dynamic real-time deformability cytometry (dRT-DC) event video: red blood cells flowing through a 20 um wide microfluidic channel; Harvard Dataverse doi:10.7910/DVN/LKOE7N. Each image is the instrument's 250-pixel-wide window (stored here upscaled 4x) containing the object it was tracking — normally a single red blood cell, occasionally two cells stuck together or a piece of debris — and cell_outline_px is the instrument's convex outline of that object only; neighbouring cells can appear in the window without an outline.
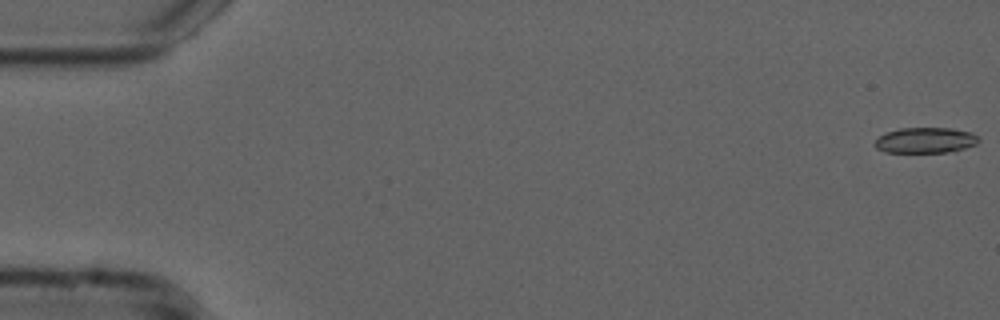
{"species": "common noctule bat (a hibernating species)", "species_latin": "Nyctalus noctula", "temperature_condition": "cold", "stored_images_in_passage": 54, "camera_frame_rate_fps": 3000, "um_per_image_px": 0.085, "animal": {"sex": "male", "forearm_length_mm": 52.5}, "frame": {"image": 1, "passage_image": 1, "time_ms": 0.0, "image_size_px": [1000, 320], "cell_outline_px": [[980, 140], [976, 144], [956, 152], [884, 152], [876, 148], [872, 144], [880, 136], [888, 132], [900, 128], [952, 128], [972, 132], [980, 136]], "centroid_in_image_um": [78.72, 11.93], "position_along_channel_um": 6.3, "area_um2": 15.72}}
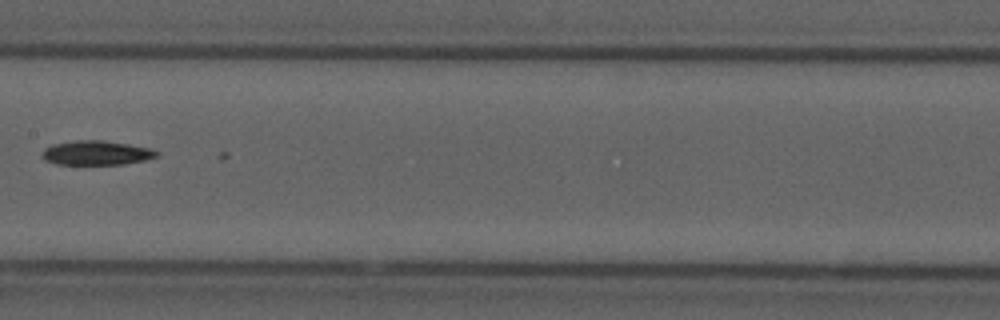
{"frame": {"image": 2, "passage_image": 28, "time_ms": 9.0, "image_size_px": [1000, 320], "cell_outline_px": [[160, 156], [144, 160], [124, 164], [56, 164], [44, 160], [40, 156], [40, 152], [48, 144], [76, 140], [104, 140], [152, 148], [160, 152]], "centroid_in_image_um": [8.16, 12.98], "position_along_channel_um": 199.2, "area_um2": 16.65}}
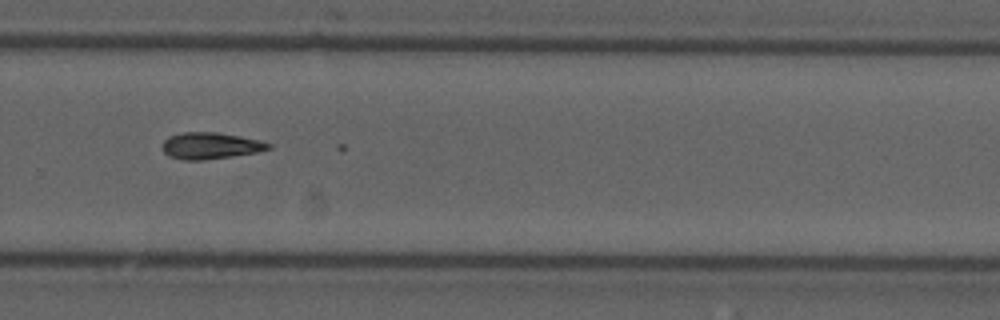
{"frame": {"image": 3, "passage_image": 37, "time_ms": 12.0, "image_size_px": [1000, 320], "cell_outline_px": [[272, 148], [256, 152], [232, 156], [204, 160], [184, 160], [168, 156], [164, 152], [164, 140], [168, 136], [184, 132], [216, 132], [240, 136], [260, 140], [272, 144]], "centroid_in_image_um": [17.9, 12.38], "position_along_channel_um": 311.9, "area_um2": 16.36}}